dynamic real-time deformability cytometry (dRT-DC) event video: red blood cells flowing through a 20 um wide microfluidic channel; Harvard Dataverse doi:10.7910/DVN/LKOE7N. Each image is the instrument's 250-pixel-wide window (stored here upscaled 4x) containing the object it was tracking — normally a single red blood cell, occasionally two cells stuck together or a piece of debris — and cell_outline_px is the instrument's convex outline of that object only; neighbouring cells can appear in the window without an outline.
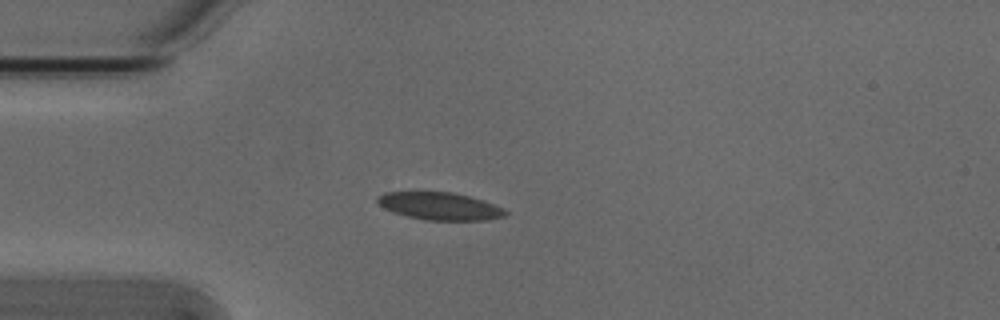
{"species": "Egyptian fruit bat (a non-hibernating species)", "species_latin": "Rousettus aegyptiacus", "temperature_condition": "cold", "stored_images_in_passage": 4, "camera_frame_rate_fps": 3000, "um_per_image_px": 0.085, "animal": {"sex": "male"}, "frame": {"image": 1, "passage_image": 4, "time_ms": 1.0, "image_size_px": [1000, 320], "cell_outline_px": [[508, 212], [504, 216], [488, 220], [424, 220], [392, 212], [384, 208], [376, 200], [376, 196], [384, 192], [452, 192], [468, 196], [504, 208]], "centroid_in_image_um": [37.35, 17.52], "position_along_channel_um": 47.7, "area_um2": 20.4}}